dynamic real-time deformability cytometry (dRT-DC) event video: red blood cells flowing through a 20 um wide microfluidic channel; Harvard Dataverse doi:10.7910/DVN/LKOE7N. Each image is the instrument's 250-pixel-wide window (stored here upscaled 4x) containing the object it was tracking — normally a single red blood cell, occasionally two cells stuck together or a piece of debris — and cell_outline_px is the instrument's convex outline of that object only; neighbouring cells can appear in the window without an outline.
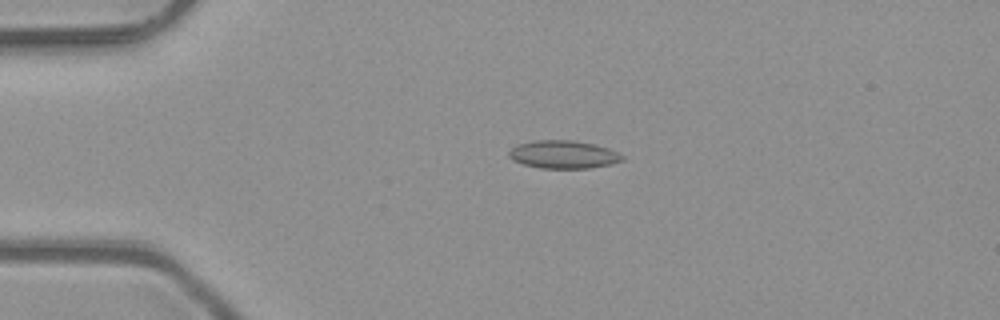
{"species": "common noctule bat (a hibernating species)", "species_latin": "Nyctalus noctula", "temperature_condition": "room temperature", "stored_images_in_passage": 42, "camera_frame_rate_fps": 3000, "um_per_image_px": 0.085, "animal": {"sex": "male", "body_mass_g": 23.1, "forearm_length_mm": 52.7}, "frame": {"image": 1, "passage_image": 3, "time_ms": 0.667, "image_size_px": [1000, 320], "cell_outline_px": [[624, 160], [612, 164], [588, 168], [540, 168], [524, 164], [512, 160], [508, 156], [508, 152], [516, 144], [532, 140], [572, 140], [596, 144], [608, 148], [624, 156]], "centroid_in_image_um": [47.87, 13.12], "position_along_channel_um": 37.1, "area_um2": 18.61}}
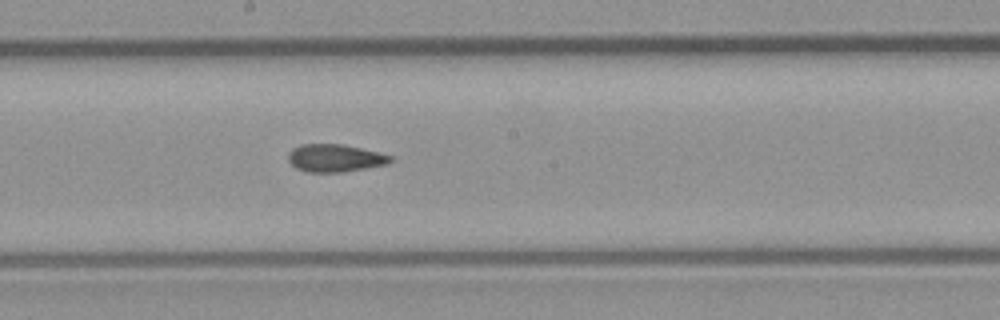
{"frame": {"image": 2, "passage_image": 19, "time_ms": 6.0, "image_size_px": [1000, 320], "cell_outline_px": [[392, 160], [388, 164], [344, 172], [308, 172], [296, 168], [288, 160], [288, 152], [292, 148], [300, 144], [344, 144], [392, 156]], "centroid_in_image_um": [28.44, 13.43], "position_along_channel_um": 219.8, "area_um2": 16.47}}
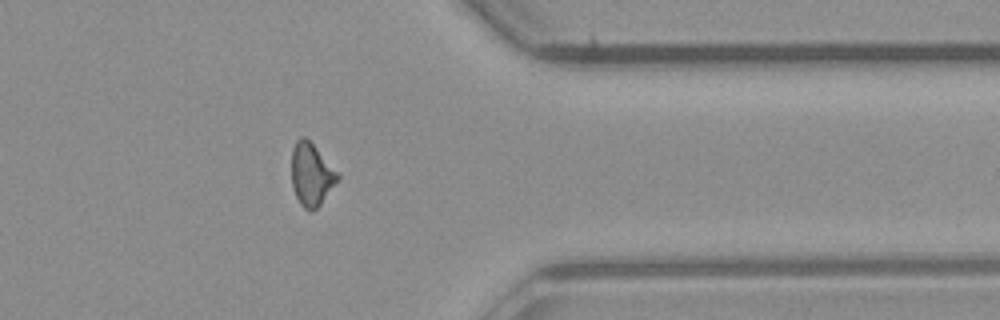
{"frame": {"image": 3, "passage_image": 32, "time_ms": 10.333, "image_size_px": [1000, 320], "cell_outline_px": [[340, 176], [320, 204], [316, 208], [304, 208], [300, 204], [292, 188], [292, 148], [296, 140], [300, 136], [304, 136], [340, 172]], "centroid_in_image_um": [26.46, 14.78], "position_along_channel_um": 384.9, "area_um2": 16.59}, "authors_computed_cell_mechanics": {"area_um2": 16.5308, "velocity_mm_per_s": 4.1069, "shape_relaxation_time_tau1_ms": null, "shape_relaxation_time_tau2_ms": 2.5864, "deformation_change_tau1": null, "deformation_change_tau2": 0.0815}}